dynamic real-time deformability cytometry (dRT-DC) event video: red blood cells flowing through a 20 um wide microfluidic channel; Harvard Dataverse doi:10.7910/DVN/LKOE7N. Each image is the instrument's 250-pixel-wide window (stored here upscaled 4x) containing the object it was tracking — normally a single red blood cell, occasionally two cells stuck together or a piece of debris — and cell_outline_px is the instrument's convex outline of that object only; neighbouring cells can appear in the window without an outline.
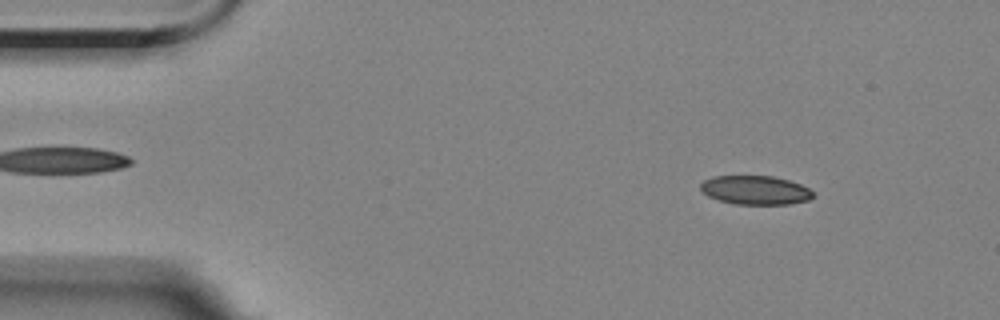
{"species": "Egyptian fruit bat (a non-hibernating species)", "species_latin": "Rousettus aegyptiacus", "temperature_condition": "room temperature", "stored_images_in_passage": 9, "camera_frame_rate_fps": 3000, "um_per_image_px": 0.085, "animal": {"sex": "female"}, "frame": {"image": 1, "passage_image": 1, "time_ms": 0.0, "image_size_px": [1000, 320], "cell_outline_px": [[816, 196], [808, 200], [792, 204], [732, 204], [708, 196], [700, 188], [700, 184], [704, 180], [712, 176], [772, 176], [788, 180], [800, 184], [816, 192]], "centroid_in_image_um": [64.24, 16.16], "position_along_channel_um": 20.8, "area_um2": 19.07}}
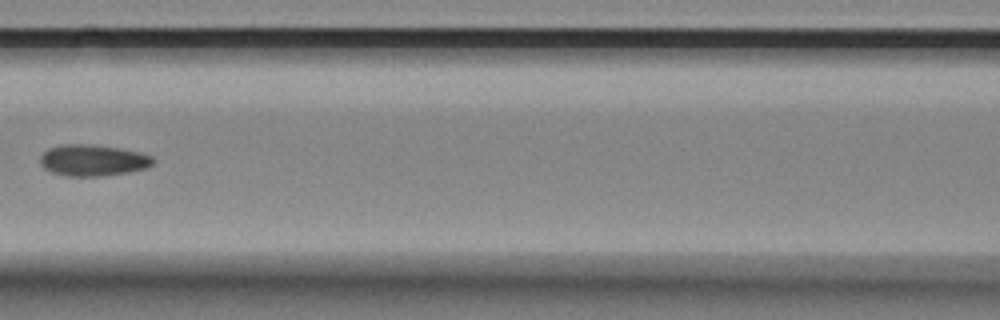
{"frame": {"image": 2, "passage_image": 6, "time_ms": 6.0, "image_size_px": [1000, 320], "cell_outline_px": [[156, 160], [148, 168], [128, 172], [104, 176], [68, 176], [52, 172], [44, 168], [40, 164], [40, 156], [48, 148], [60, 144], [84, 144], [120, 148], [140, 152], [152, 156]], "centroid_in_image_um": [7.91, 13.62], "position_along_channel_um": 158.7, "area_um2": 20.75}}
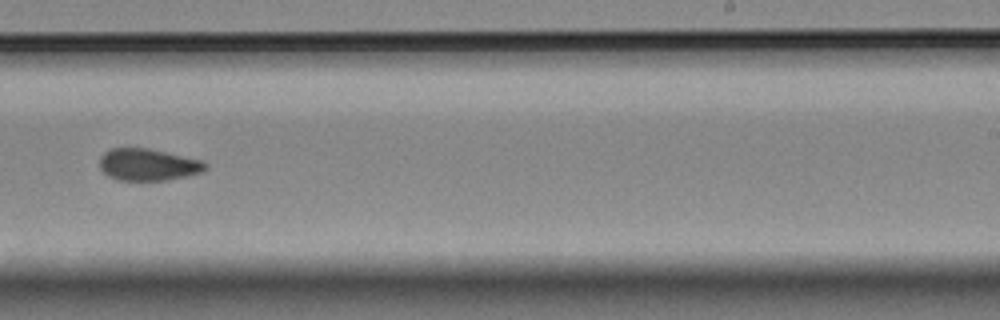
{"frame": {"image": 3, "passage_image": 9, "time_ms": 9.333, "image_size_px": [1000, 320], "cell_outline_px": [[208, 168], [204, 172], [188, 176], [164, 180], [116, 180], [108, 176], [100, 168], [100, 156], [108, 148], [148, 148], [204, 160], [208, 164]], "centroid_in_image_um": [12.62, 13.99], "position_along_channel_um": 276.4, "area_um2": 20.0}}